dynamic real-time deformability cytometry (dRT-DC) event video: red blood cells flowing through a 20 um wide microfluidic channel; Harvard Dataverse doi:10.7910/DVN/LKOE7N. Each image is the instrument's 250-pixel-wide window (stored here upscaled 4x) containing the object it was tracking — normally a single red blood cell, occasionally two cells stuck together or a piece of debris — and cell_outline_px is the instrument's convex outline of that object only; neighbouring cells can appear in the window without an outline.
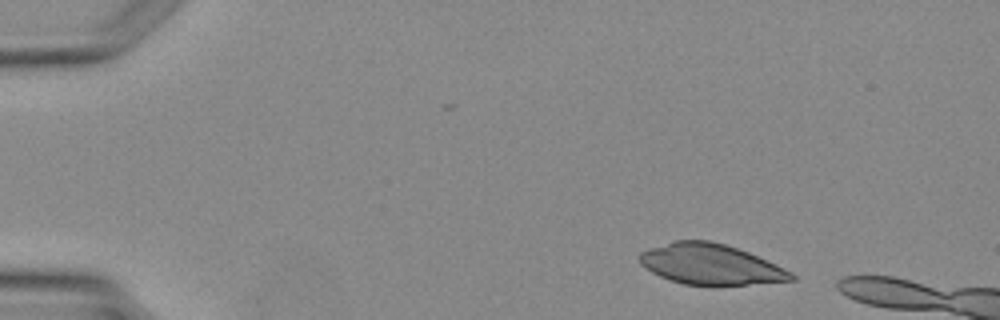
{"species": "Egyptian fruit bat (a non-hibernating species)", "species_latin": "Rousettus aegyptiacus", "temperature_condition": "warm", "stored_images_in_passage": 3, "camera_frame_rate_fps": 3000, "um_per_image_px": 0.085, "animal": {"sex": "female"}, "frame": {"image": 1, "passage_image": 1, "time_ms": 0.0, "image_size_px": [1000, 320], "cell_outline_px": [[796, 280], [748, 284], [684, 284], [660, 276], [652, 272], [640, 264], [636, 256], [640, 252], [648, 248], [676, 240], [708, 240], [724, 244], [748, 252], [792, 272], [796, 276]], "centroid_in_image_um": [60.35, 22.45], "position_along_channel_um": 24.6, "area_um2": 35.43}}